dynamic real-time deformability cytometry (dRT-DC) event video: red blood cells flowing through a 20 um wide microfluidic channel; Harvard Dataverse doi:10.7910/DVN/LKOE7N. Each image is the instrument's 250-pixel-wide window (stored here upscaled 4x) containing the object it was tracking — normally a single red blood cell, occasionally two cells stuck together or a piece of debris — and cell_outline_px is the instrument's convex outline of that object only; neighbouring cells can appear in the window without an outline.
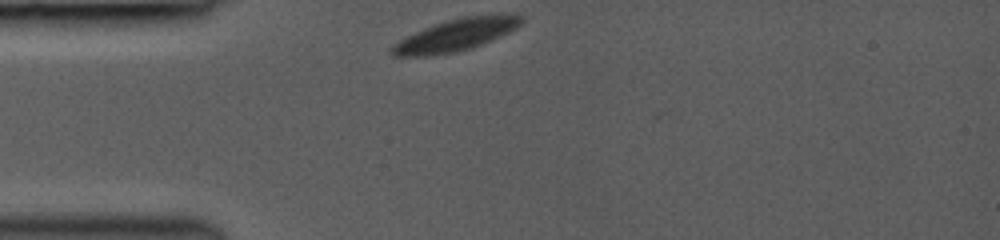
{"species": "common noctule bat (a hibernating species)", "species_latin": "Nyctalus noctula", "temperature_condition": "room temperature", "stored_images_in_passage": 4, "camera_frame_rate_fps": 3000, "um_per_image_px": 0.085, "animal": {"sex": "female", "body_mass_g": 19.0, "forearm_length_mm": 53.3}, "frame": {"image": 1, "passage_image": 1, "time_ms": 0.0, "image_size_px": [1000, 240], "cell_outline_px": [[524, 20], [516, 28], [492, 40], [472, 48], [456, 52], [428, 56], [396, 56], [392, 52], [392, 44], [416, 32], [436, 24], [448, 20], [464, 16], [516, 12], [524, 16]], "centroid_in_image_um": [38.86, 2.94], "position_along_channel_um": 46.1, "area_um2": 24.16}}